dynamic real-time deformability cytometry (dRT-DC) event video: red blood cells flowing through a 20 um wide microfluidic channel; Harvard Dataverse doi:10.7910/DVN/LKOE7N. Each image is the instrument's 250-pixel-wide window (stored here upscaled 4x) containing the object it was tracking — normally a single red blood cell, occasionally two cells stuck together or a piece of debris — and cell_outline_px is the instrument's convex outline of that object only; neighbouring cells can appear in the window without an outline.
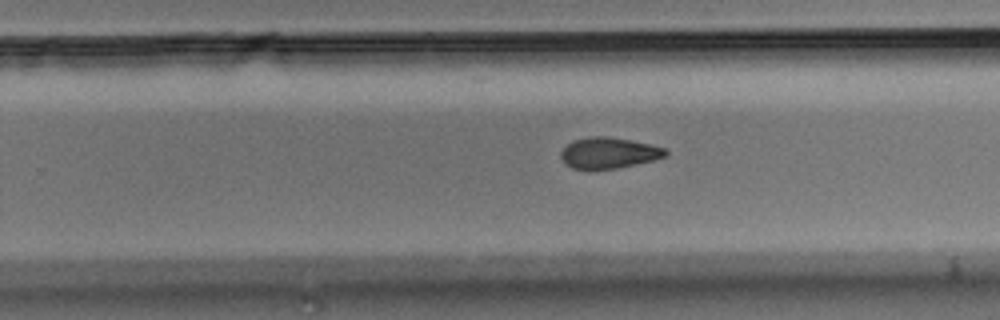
{"species": "Egyptian fruit bat (a non-hibernating species)", "species_latin": "Rousettus aegyptiacus", "temperature_condition": "room temperature", "stored_images_in_passage": 9, "camera_frame_rate_fps": 3000, "um_per_image_px": 0.085, "animal": {"sex": "male"}, "frame": {"image": 1, "passage_image": 9, "time_ms": 2.667, "image_size_px": [1000, 320], "cell_outline_px": [[668, 152], [664, 156], [656, 160], [616, 168], [572, 168], [564, 164], [560, 156], [560, 152], [568, 144], [576, 140], [588, 136], [608, 136], [648, 144], [664, 148]], "centroid_in_image_um": [51.72, 12.99], "position_along_channel_um": 278.1, "area_um2": 18.55}}